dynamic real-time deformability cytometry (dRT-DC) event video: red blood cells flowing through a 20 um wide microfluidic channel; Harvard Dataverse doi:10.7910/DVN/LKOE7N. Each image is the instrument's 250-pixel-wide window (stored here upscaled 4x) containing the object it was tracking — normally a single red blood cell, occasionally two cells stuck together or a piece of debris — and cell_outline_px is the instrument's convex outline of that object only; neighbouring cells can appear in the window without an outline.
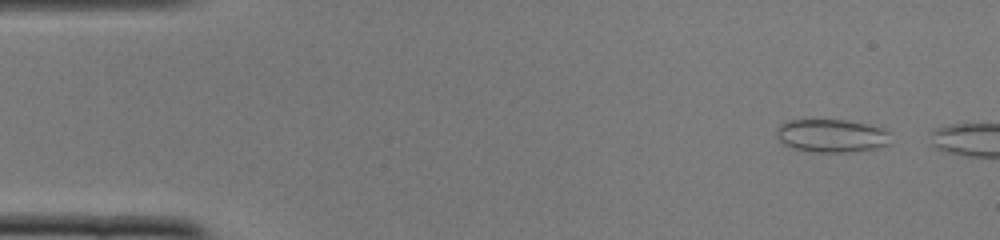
{"species": "common noctule bat (a hibernating species)", "species_latin": "Nyctalus noctula", "temperature_condition": "cold", "stored_images_in_passage": 6, "camera_frame_rate_fps": 3000, "um_per_image_px": 0.085, "animal": {"sex": "female", "body_mass_g": 22.0, "forearm_length_mm": 56.7}, "frame": {"image": 1, "passage_image": 3, "time_ms": 0.667, "image_size_px": [1000, 240], "cell_outline_px": [[892, 144], [876, 148], [848, 152], [816, 152], [792, 148], [784, 144], [776, 136], [776, 128], [784, 120], [844, 120], [884, 128], [888, 132]], "centroid_in_image_um": [70.67, 11.54], "position_along_channel_um": 14.3, "area_um2": 22.14}}